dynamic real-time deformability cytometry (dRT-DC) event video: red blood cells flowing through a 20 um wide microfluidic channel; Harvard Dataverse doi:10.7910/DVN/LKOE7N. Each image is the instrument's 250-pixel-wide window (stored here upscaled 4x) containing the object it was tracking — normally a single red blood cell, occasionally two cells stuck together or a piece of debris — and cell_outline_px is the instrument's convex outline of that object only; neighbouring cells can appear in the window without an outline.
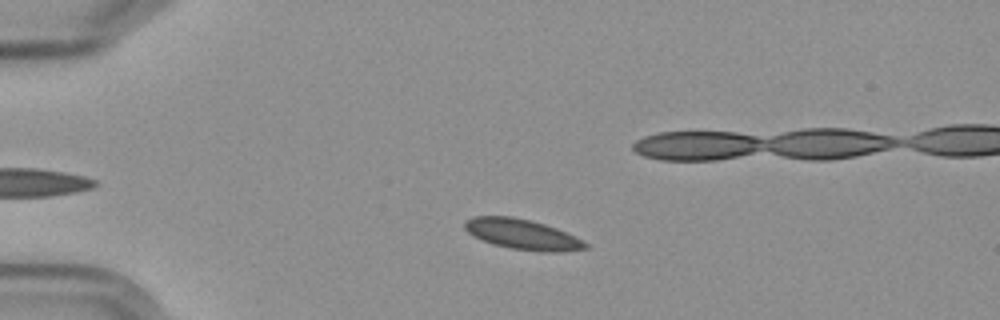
{"species": "Egyptian fruit bat (a non-hibernating species)", "species_latin": "Rousettus aegyptiacus", "temperature_condition": "cold", "stored_images_in_passage": 4, "camera_frame_rate_fps": 3000, "um_per_image_px": 0.085, "frame": {"image": 1, "passage_image": 2, "time_ms": 1.333, "image_size_px": [1000, 320], "cell_outline_px": [[588, 248], [560, 252], [540, 252], [508, 248], [492, 244], [472, 236], [464, 228], [464, 220], [472, 216], [512, 216], [544, 224], [556, 228], [584, 240], [588, 244]], "centroid_in_image_um": [44.37, 19.92], "position_along_channel_um": 40.6, "area_um2": 21.5}}